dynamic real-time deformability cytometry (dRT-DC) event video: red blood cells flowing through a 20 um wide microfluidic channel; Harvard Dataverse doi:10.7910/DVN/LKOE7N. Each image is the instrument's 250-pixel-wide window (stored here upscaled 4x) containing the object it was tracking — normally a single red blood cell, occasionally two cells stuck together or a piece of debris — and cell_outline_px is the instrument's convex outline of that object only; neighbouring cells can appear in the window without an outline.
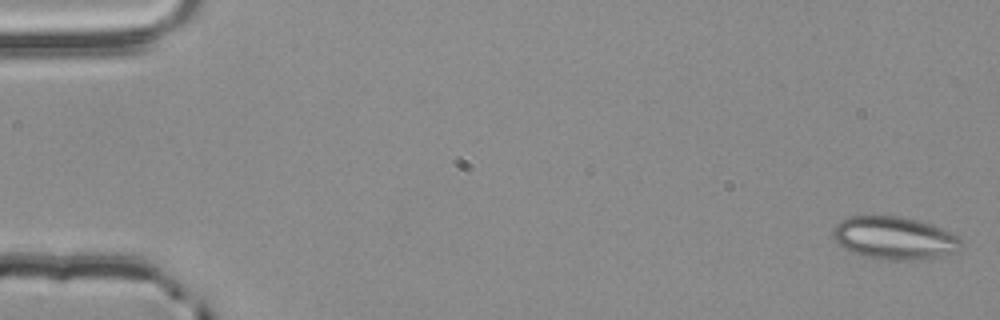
{"species": "common noctule bat (a hibernating species)", "species_latin": "Nyctalus noctula", "temperature_condition": "room temperature", "stored_images_in_passage": 3, "camera_frame_rate_fps": 3000, "um_per_image_px": 0.085, "animal": {"sex": "male", "body_mass_g": 20.4}, "frame": {"image": 1, "passage_image": 1, "time_ms": 0.0, "image_size_px": [1000, 320], "cell_outline_px": [[964, 244], [956, 252], [940, 256], [916, 260], [880, 260], [864, 256], [852, 252], [836, 244], [832, 236], [832, 232], [836, 224], [840, 220], [852, 216], [900, 216], [916, 220], [940, 228], [960, 236], [964, 240]], "centroid_in_image_um": [76.02, 20.25], "position_along_channel_um": 9.0, "area_um2": 32.25}}